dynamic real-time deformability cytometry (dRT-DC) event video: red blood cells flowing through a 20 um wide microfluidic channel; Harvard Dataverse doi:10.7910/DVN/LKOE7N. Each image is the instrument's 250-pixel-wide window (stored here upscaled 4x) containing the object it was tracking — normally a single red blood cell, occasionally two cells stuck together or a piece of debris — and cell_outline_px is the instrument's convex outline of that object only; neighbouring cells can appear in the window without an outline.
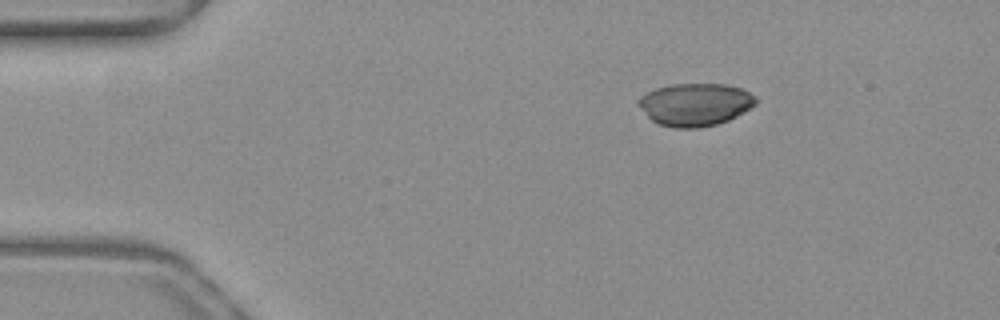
{"species": "common noctule bat (a hibernating species)", "species_latin": "Nyctalus noctula", "temperature_condition": "warm", "stored_images_in_passage": 44, "camera_frame_rate_fps": 3000, "um_per_image_px": 0.085, "animal": {"sex": "female", "body_mass_g": 19.3, "forearm_length_mm": 54.1}, "frame": {"image": 1, "passage_image": 1, "time_ms": 0.0, "image_size_px": [1000, 320], "cell_outline_px": [[756, 104], [736, 116], [728, 120], [716, 124], [700, 128], [672, 128], [660, 124], [652, 120], [636, 104], [636, 100], [640, 96], [656, 88], [672, 84], [724, 84], [744, 88], [756, 96]], "centroid_in_image_um": [59.08, 8.87], "position_along_channel_um": 25.9, "area_um2": 29.3}}
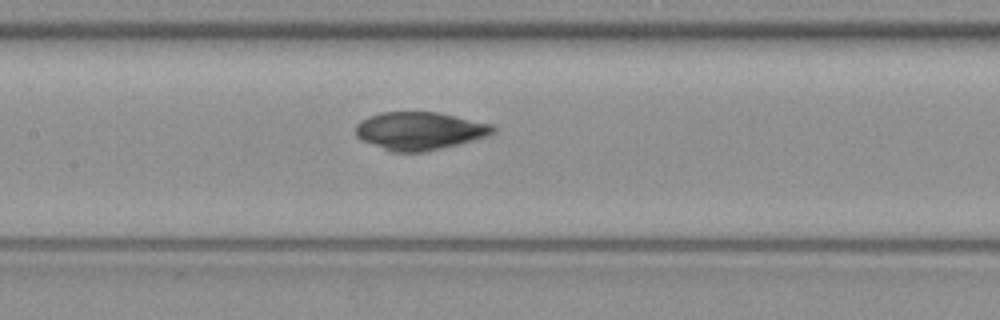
{"frame": {"image": 2, "passage_image": 17, "time_ms": 5.333, "image_size_px": [1000, 320], "cell_outline_px": [[496, 132], [488, 136], [424, 152], [392, 152], [364, 140], [356, 136], [356, 124], [360, 120], [368, 116], [380, 112], [436, 112], [496, 124]], "centroid_in_image_um": [35.7, 11.11], "position_along_channel_um": 171.7, "area_um2": 30.29}}
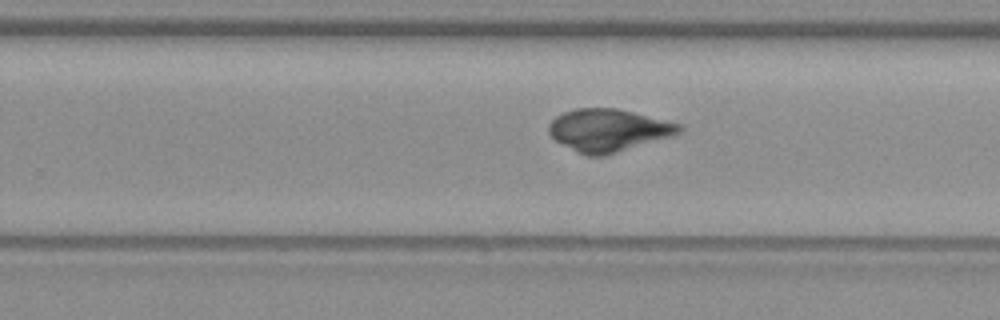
{"frame": {"image": 3, "passage_image": 25, "time_ms": 8.0, "image_size_px": [1000, 320], "cell_outline_px": [[680, 132], [672, 136], [604, 156], [588, 156], [576, 152], [556, 140], [548, 132], [548, 124], [556, 116], [564, 112], [576, 108], [616, 108], [680, 124]], "centroid_in_image_um": [51.66, 11.07], "position_along_channel_um": 278.1, "area_um2": 31.91}}